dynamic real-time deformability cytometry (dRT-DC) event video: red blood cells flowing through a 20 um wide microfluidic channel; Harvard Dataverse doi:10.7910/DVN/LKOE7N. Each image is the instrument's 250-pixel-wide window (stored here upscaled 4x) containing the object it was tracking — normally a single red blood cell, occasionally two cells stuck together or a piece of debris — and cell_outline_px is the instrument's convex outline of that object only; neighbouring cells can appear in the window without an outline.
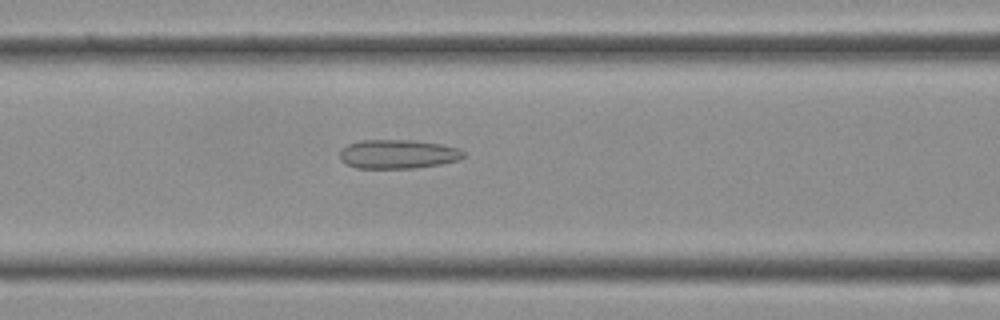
{"species": "Egyptian fruit bat (a non-hibernating species)", "species_latin": "Rousettus aegyptiacus", "temperature_condition": "cold", "stored_images_in_passage": 39, "camera_frame_rate_fps": 3000, "um_per_image_px": 0.085, "frame": {"image": 1, "passage_image": 16, "time_ms": 5.0, "image_size_px": [1000, 320], "cell_outline_px": [[468, 156], [460, 160], [440, 164], [416, 168], [356, 168], [344, 164], [340, 160], [340, 152], [348, 144], [360, 140], [412, 140], [440, 144], [460, 148]], "centroid_in_image_um": [33.85, 13.1], "position_along_channel_um": 132.7, "area_um2": 21.15}}
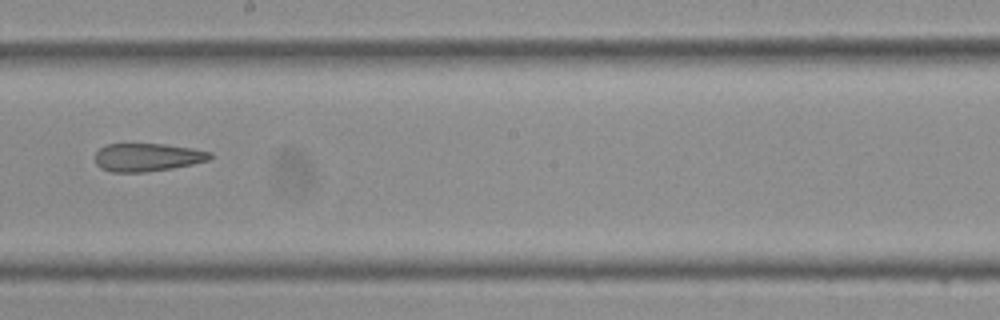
{"frame": {"image": 2, "passage_image": 22, "time_ms": 7.0, "image_size_px": [1000, 320], "cell_outline_px": [[212, 156], [208, 160], [192, 164], [172, 168], [144, 172], [112, 172], [100, 168], [96, 164], [96, 152], [104, 144], [164, 144], [192, 148], [212, 152]], "centroid_in_image_um": [12.51, 13.36], "position_along_channel_um": 235.7, "area_um2": 18.79}}
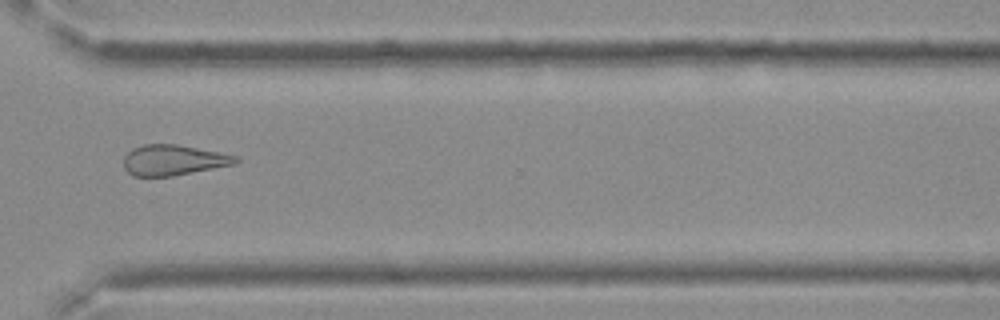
{"frame": {"image": 3, "passage_image": 29, "time_ms": 9.333, "image_size_px": [1000, 320], "cell_outline_px": [[240, 160], [236, 164], [172, 176], [132, 176], [124, 168], [124, 156], [132, 148], [144, 144], [176, 144], [220, 152], [240, 156]], "centroid_in_image_um": [14.76, 13.6], "position_along_channel_um": 355.8, "area_um2": 20.06}}